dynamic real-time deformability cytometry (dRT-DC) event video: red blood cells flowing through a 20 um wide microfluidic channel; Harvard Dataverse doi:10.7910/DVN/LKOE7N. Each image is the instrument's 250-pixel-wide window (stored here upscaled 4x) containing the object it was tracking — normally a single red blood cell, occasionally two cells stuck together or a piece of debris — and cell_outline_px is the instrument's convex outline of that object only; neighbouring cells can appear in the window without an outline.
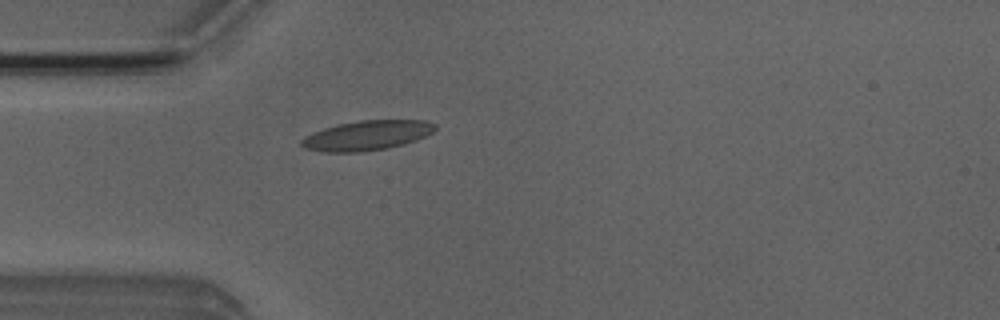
{"species": "Egyptian fruit bat (a non-hibernating species)", "species_latin": "Rousettus aegyptiacus", "temperature_condition": "room temperature", "stored_images_in_passage": 4, "camera_frame_rate_fps": 3000, "um_per_image_px": 0.085, "animal": {"sex": "male"}, "frame": {"image": 1, "passage_image": 4, "time_ms": 4.333, "image_size_px": [1000, 320], "cell_outline_px": [[436, 128], [432, 132], [416, 140], [404, 144], [388, 148], [360, 152], [324, 152], [304, 148], [300, 144], [300, 140], [304, 136], [312, 132], [324, 128], [340, 124], [360, 120], [424, 120], [436, 124]], "centroid_in_image_um": [31.16, 11.51], "position_along_channel_um": 53.8, "area_um2": 23.18}}